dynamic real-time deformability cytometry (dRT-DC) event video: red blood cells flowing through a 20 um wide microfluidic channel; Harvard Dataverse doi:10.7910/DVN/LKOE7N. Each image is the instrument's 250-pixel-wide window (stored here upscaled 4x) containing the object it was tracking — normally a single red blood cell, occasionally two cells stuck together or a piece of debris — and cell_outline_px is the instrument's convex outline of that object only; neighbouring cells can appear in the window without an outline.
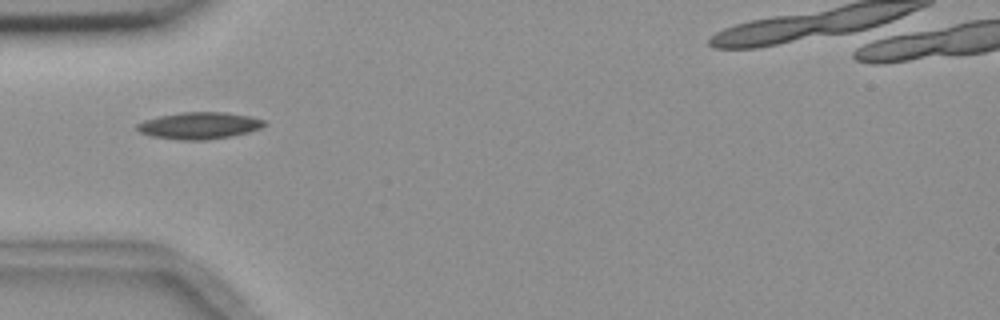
{"species": "common noctule bat (a hibernating species)", "species_latin": "Nyctalus noctula", "temperature_condition": "room temperature", "stored_images_in_passage": 5, "camera_frame_rate_fps": 3000, "um_per_image_px": 0.085, "animal": {"sex": "female", "body_mass_g": 18.4}, "frame": {"image": 1, "passage_image": 1, "time_ms": 0.0, "image_size_px": [1000, 320], "cell_outline_px": [[268, 124], [260, 128], [248, 132], [232, 136], [208, 140], [180, 140], [152, 136], [140, 132], [136, 128], [136, 124], [144, 120], [160, 116], [180, 112], [228, 112], [252, 116], [264, 120]], "centroid_in_image_um": [16.97, 10.67], "position_along_channel_um": 68.0, "area_um2": 20.06}}
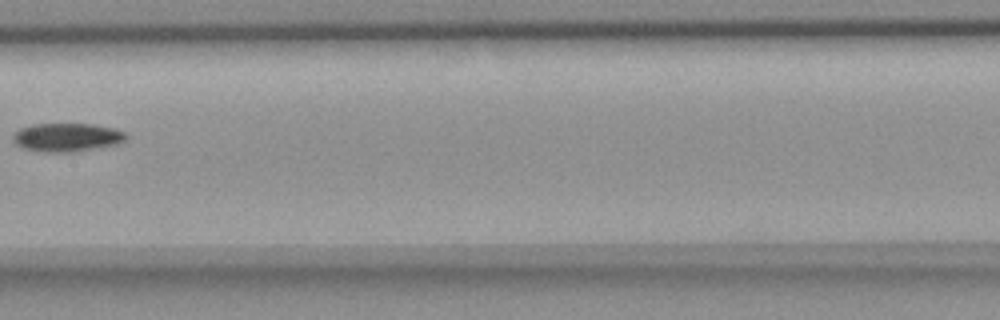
{"frame": {"image": 2, "passage_image": 4, "time_ms": 3.667, "image_size_px": [1000, 320], "cell_outline_px": [[128, 136], [124, 140], [116, 144], [72, 152], [44, 152], [24, 148], [16, 144], [12, 140], [12, 136], [20, 128], [32, 124], [92, 124], [112, 128], [124, 132]], "centroid_in_image_um": [5.65, 11.67], "position_along_channel_um": 201.7, "area_um2": 18.55}}
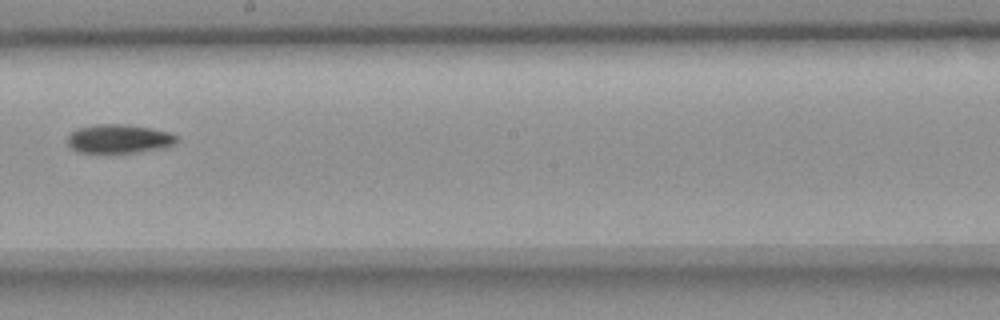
{"frame": {"image": 3, "passage_image": 5, "time_ms": 4.667, "image_size_px": [1000, 320], "cell_outline_px": [[180, 136], [172, 144], [164, 148], [136, 152], [76, 152], [68, 144], [68, 136], [76, 128], [96, 124], [128, 124], [152, 128], [172, 132]], "centroid_in_image_um": [10.14, 11.78], "position_along_channel_um": 238.1, "area_um2": 18.44}}